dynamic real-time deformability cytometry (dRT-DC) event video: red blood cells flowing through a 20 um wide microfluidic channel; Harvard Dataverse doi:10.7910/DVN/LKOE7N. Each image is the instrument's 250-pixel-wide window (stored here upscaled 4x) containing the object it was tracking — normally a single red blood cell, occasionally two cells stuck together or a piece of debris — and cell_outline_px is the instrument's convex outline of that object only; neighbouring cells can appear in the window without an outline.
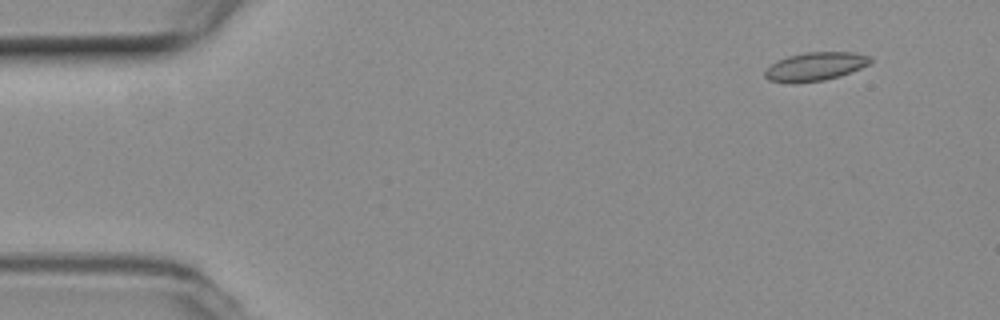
{"species": "common noctule bat (a hibernating species)", "species_latin": "Nyctalus noctula", "temperature_condition": "room temperature", "stored_images_in_passage": 17, "camera_frame_rate_fps": 3000, "um_per_image_px": 0.085, "animal": {"sex": "female", "body_mass_g": 19.3, "forearm_length_mm": 54.1}, "frame": {"image": 1, "passage_image": 1, "time_ms": 0.0, "image_size_px": [1000, 320], "cell_outline_px": [[872, 60], [868, 64], [860, 68], [840, 76], [824, 80], [768, 80], [764, 76], [764, 68], [776, 60], [788, 56], [808, 52], [852, 52], [872, 56]], "centroid_in_image_um": [69.32, 5.6], "position_along_channel_um": 15.7, "area_um2": 16.94}}
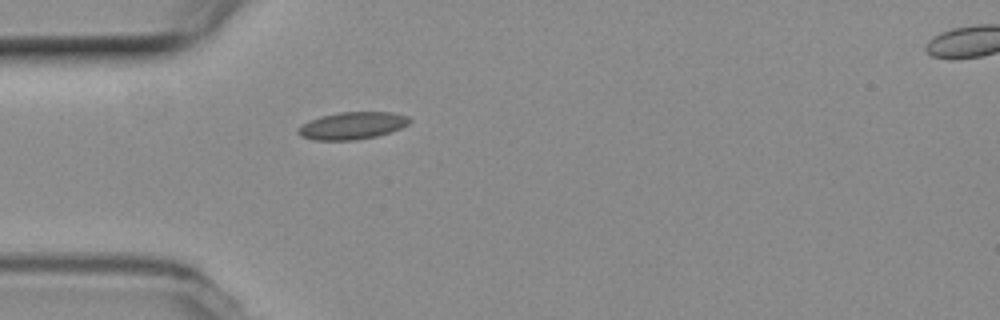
{"frame": {"image": 2, "passage_image": 12, "time_ms": 3.667, "image_size_px": [1000, 320], "cell_outline_px": [[412, 120], [408, 124], [400, 128], [376, 136], [356, 140], [312, 140], [300, 136], [296, 132], [296, 128], [320, 116], [340, 112], [392, 112], [408, 116]], "centroid_in_image_um": [29.92, 10.68], "position_along_channel_um": 55.1, "area_um2": 17.69}}
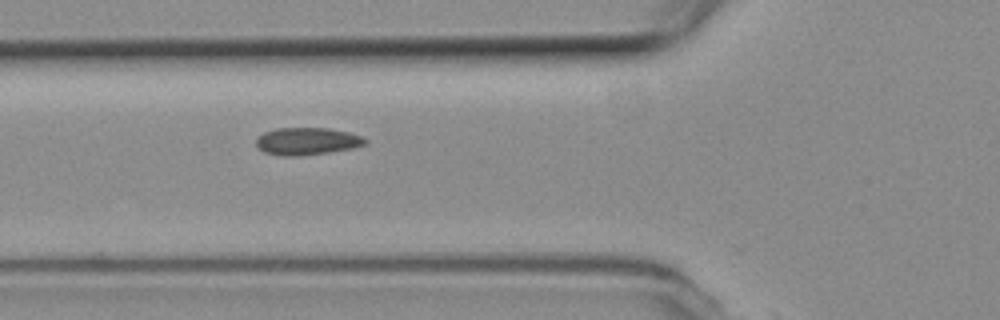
{"frame": {"image": 3, "passage_image": 16, "time_ms": 5.0, "image_size_px": [1000, 320], "cell_outline_px": [[368, 144], [352, 148], [328, 152], [300, 156], [284, 156], [264, 152], [256, 144], [256, 136], [264, 132], [276, 128], [328, 128], [348, 132], [364, 136], [368, 140]], "centroid_in_image_um": [26.12, 12.0], "position_along_channel_um": 99.7, "area_um2": 17.51}}